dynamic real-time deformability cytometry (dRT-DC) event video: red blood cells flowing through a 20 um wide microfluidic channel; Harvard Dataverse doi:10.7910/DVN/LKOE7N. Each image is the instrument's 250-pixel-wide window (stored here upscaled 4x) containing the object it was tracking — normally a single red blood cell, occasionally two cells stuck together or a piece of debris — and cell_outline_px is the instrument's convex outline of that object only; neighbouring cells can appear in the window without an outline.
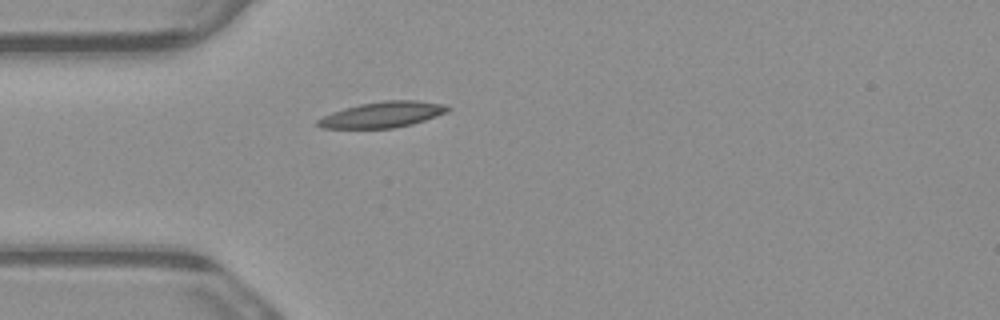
{"species": "common noctule bat (a hibernating species)", "species_latin": "Nyctalus noctula", "temperature_condition": "warm", "stored_images_in_passage": 1, "camera_frame_rate_fps": 3000, "um_per_image_px": 0.085, "animal": {"sex": "male", "body_mass_g": 23.1, "forearm_length_mm": 52.7}, "frame": {"image": 1, "passage_image": 1, "time_ms": 0.0, "image_size_px": [1000, 320], "cell_outline_px": [[452, 108], [448, 112], [412, 124], [392, 128], [320, 128], [316, 124], [316, 120], [332, 112], [344, 108], [360, 104], [384, 100], [416, 100], [444, 104]], "centroid_in_image_um": [32.52, 9.74], "position_along_channel_um": 52.5, "area_um2": 19.54}}